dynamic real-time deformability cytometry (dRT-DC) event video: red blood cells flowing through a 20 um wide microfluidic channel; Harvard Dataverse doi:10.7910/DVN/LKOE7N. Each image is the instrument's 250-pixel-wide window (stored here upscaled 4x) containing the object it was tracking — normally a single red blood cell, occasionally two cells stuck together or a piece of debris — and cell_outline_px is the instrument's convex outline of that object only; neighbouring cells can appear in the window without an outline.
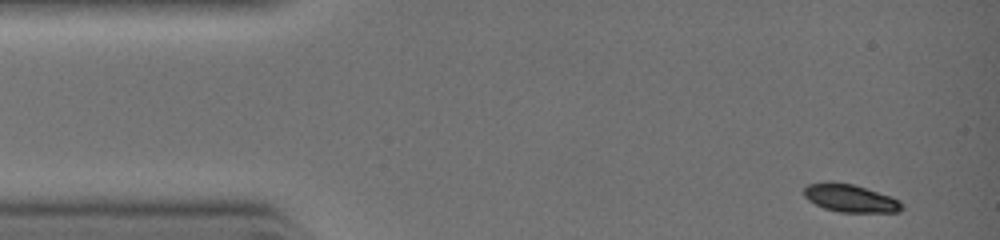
{"species": "common noctule bat (a hibernating species)", "species_latin": "Nyctalus noctula", "temperature_condition": "warm", "stored_images_in_passage": 12, "camera_frame_rate_fps": 3000, "um_per_image_px": 0.085, "animal": {"sex": "female", "body_mass_g": 19.0, "forearm_length_mm": 51.5}, "frame": {"image": 1, "passage_image": 1, "time_ms": 0.0, "image_size_px": [1000, 240], "cell_outline_px": [[904, 208], [900, 212], [840, 212], [824, 208], [808, 200], [804, 196], [804, 188], [808, 184], [824, 180], [832, 180], [852, 184], [892, 196], [900, 200], [904, 204]], "centroid_in_image_um": [72.28, 16.83], "position_along_channel_um": 12.7, "area_um2": 16.24}}
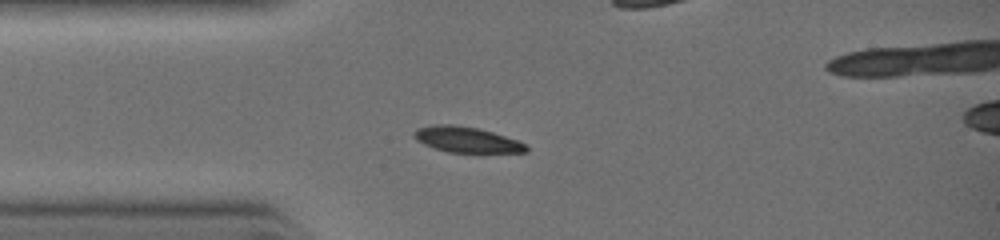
{"frame": {"image": 2, "passage_image": 9, "time_ms": 2.0, "image_size_px": [1000, 240], "cell_outline_px": [[528, 152], [448, 152], [424, 144], [416, 140], [412, 136], [412, 132], [416, 128], [436, 124], [452, 124], [476, 128], [492, 132], [528, 144]], "centroid_in_image_um": [39.63, 11.86], "position_along_channel_um": 45.4, "area_um2": 16.65}}